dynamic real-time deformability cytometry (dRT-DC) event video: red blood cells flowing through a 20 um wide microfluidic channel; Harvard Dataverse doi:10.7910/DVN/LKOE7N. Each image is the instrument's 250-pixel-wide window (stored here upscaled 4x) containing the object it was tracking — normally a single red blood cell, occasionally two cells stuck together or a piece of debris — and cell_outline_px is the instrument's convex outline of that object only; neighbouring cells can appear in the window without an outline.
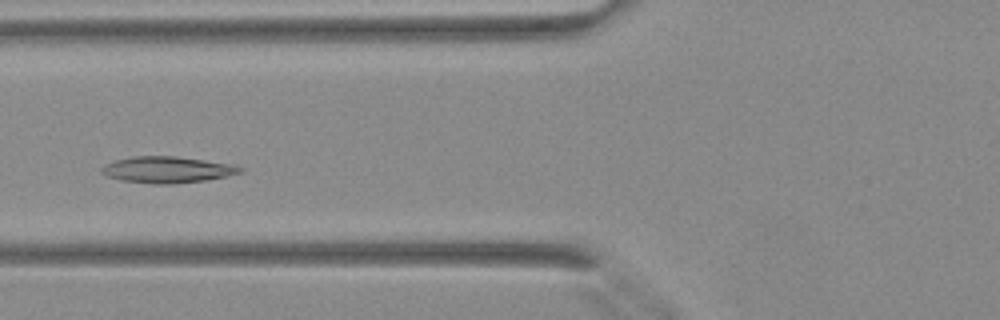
{"species": "Egyptian fruit bat (a non-hibernating species)", "species_latin": "Rousettus aegyptiacus", "temperature_condition": "warm", "stored_images_in_passage": 29, "camera_frame_rate_fps": 3000, "um_per_image_px": 0.085, "animal": {"sex": "female"}, "frame": {"image": 1, "passage_image": 4, "time_ms": 1.0, "image_size_px": [1000, 320], "cell_outline_px": [[244, 172], [204, 180], [172, 184], [152, 184], [124, 180], [108, 176], [100, 172], [100, 168], [104, 164], [116, 160], [132, 156], [176, 156], [236, 164], [244, 168]], "centroid_in_image_um": [14.24, 14.41], "position_along_channel_um": 111.6, "area_um2": 21.33}}
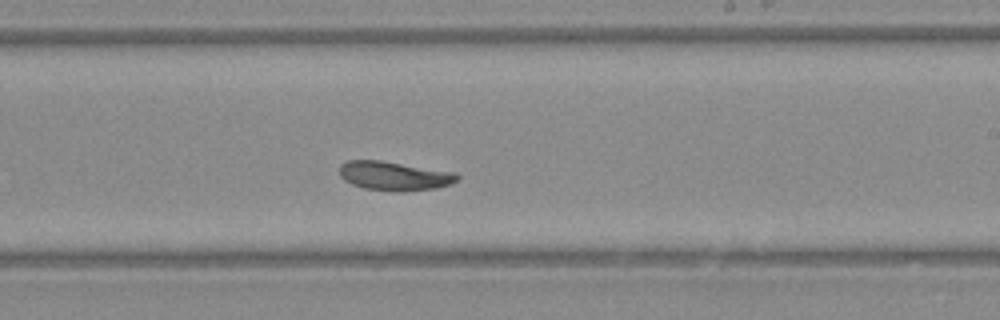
{"frame": {"image": 2, "passage_image": 13, "time_ms": 4.0, "image_size_px": [1000, 320], "cell_outline_px": [[460, 180], [452, 184], [436, 188], [404, 192], [400, 192], [364, 188], [352, 184], [344, 180], [340, 176], [340, 164], [348, 160], [380, 160], [456, 172], [460, 176]], "centroid_in_image_um": [33.56, 14.95], "position_along_channel_um": 255.4, "area_um2": 20.17}}
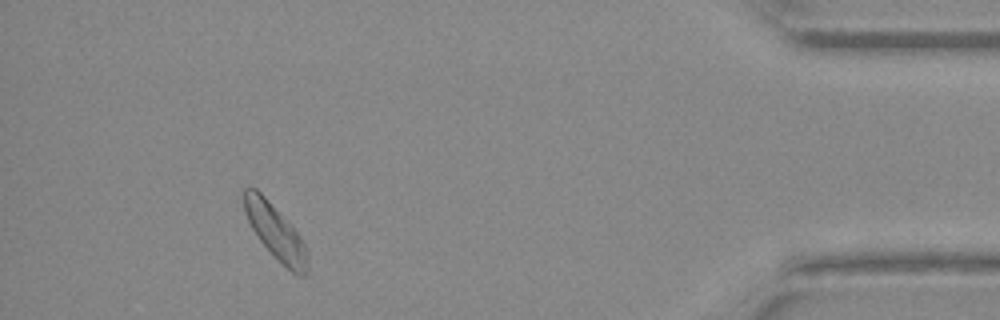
{"frame": {"image": 3, "passage_image": 26, "time_ms": 8.333, "image_size_px": [1000, 320], "cell_outline_px": [[308, 252], [304, 276], [300, 276], [292, 272], [260, 240], [252, 228], [244, 212], [244, 188], [256, 188], [292, 224], [300, 236]], "centroid_in_image_um": [23.41, 19.66], "position_along_channel_um": 411.8, "area_um2": 19.59}}